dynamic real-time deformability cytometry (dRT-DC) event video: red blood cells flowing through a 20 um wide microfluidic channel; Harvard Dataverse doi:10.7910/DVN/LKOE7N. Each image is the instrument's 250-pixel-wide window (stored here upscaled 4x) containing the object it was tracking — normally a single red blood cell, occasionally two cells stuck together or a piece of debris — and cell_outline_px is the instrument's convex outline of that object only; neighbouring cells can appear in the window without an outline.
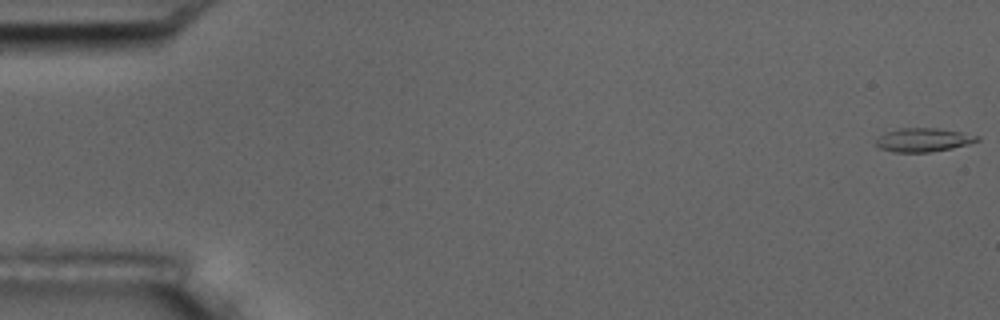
{"species": "common noctule bat (a hibernating species)", "species_latin": "Nyctalus noctula", "temperature_condition": "room temperature", "stored_images_in_passage": 56, "camera_frame_rate_fps": 3000, "um_per_image_px": 0.085, "animal": {"sex": "male", "body_mass_g": 17.5, "forearm_length_mm": 52.3}, "frame": {"image": 1, "passage_image": 1, "time_ms": 0.0, "image_size_px": [1000, 320], "cell_outline_px": [[980, 140], [968, 144], [952, 148], [928, 152], [892, 152], [880, 148], [876, 144], [876, 140], [884, 132], [900, 128], [940, 128], [980, 136]], "centroid_in_image_um": [78.48, 11.88], "position_along_channel_um": 6.5, "area_um2": 13.93}}
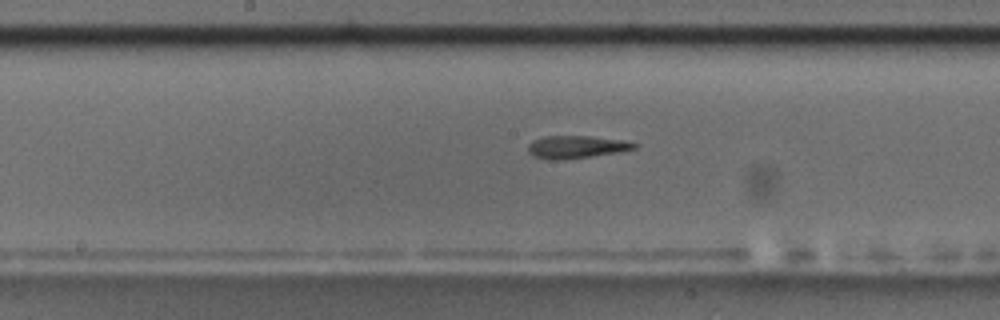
{"frame": {"image": 2, "passage_image": 29, "time_ms": 9.333, "image_size_px": [1000, 320], "cell_outline_px": [[640, 144], [636, 148], [616, 152], [592, 156], [564, 160], [548, 160], [536, 156], [528, 152], [528, 144], [532, 140], [544, 136], [588, 136], [624, 140]], "centroid_in_image_um": [48.97, 12.49], "position_along_channel_um": 199.2, "area_um2": 14.05}}
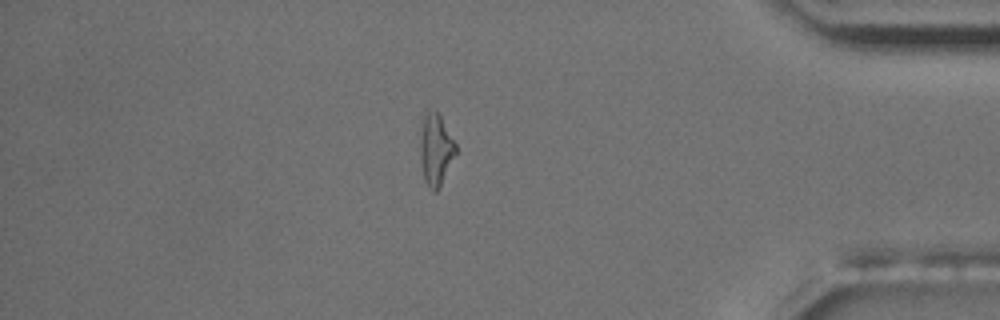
{"frame": {"image": 3, "passage_image": 48, "time_ms": 15.667, "image_size_px": [1000, 320], "cell_outline_px": [[456, 152], [440, 188], [436, 192], [432, 192], [424, 180], [420, 160], [420, 140], [424, 112], [436, 112], [440, 116], [456, 144]], "centroid_in_image_um": [37.03, 12.78], "position_along_channel_um": 398.2, "area_um2": 14.68}, "authors_computed_cell_mechanics": {"area_um2": 14.0454, "velocity_mm_per_s": 3.6699, "shape_relaxation_time_tau1_ms": null, "shape_relaxation_time_tau2_ms": 4.018, "deformation_change_tau1": null, "deformation_change_tau2": 0.1597}}